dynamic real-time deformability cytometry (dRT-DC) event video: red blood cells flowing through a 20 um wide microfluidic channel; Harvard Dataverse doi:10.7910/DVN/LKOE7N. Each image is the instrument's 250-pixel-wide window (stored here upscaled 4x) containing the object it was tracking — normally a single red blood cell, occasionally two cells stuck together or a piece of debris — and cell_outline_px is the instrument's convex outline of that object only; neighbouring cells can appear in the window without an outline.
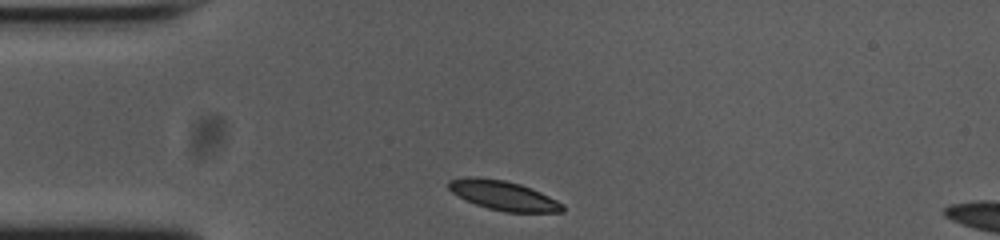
{"species": "common noctule bat (a hibernating species)", "species_latin": "Nyctalus noctula", "temperature_condition": "cold", "stored_images_in_passage": 32, "camera_frame_rate_fps": 3000, "um_per_image_px": 0.085, "animal": {"sex": "female", "body_mass_g": 23.0, "forearm_length_mm": 53.4}, "frame": {"image": 1, "passage_image": 1, "time_ms": 0.0, "image_size_px": [1000, 240], "cell_outline_px": [[564, 212], [504, 212], [488, 208], [464, 200], [452, 192], [448, 188], [448, 180], [468, 176], [476, 176], [504, 180], [520, 184], [540, 192], [564, 204]], "centroid_in_image_um": [42.76, 16.61], "position_along_channel_um": 42.2, "area_um2": 19.59}}
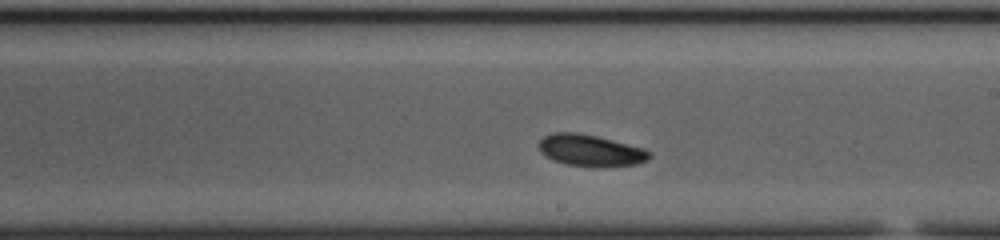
{"frame": {"image": 2, "passage_image": 19, "time_ms": 6.0, "image_size_px": [1000, 240], "cell_outline_px": [[652, 156], [648, 160], [636, 164], [600, 168], [596, 168], [564, 164], [552, 160], [544, 156], [540, 152], [540, 140], [544, 136], [556, 132], [576, 132], [596, 136], [644, 148], [652, 152]], "centroid_in_image_um": [50.21, 12.81], "position_along_channel_um": 238.8, "area_um2": 20.69}}
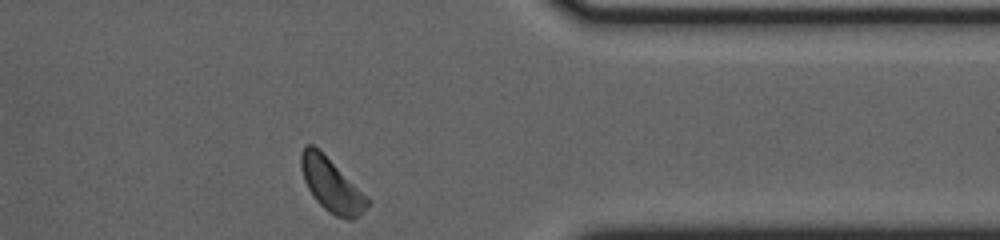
{"frame": {"image": 3, "passage_image": 32, "time_ms": 10.333, "image_size_px": [1000, 240], "cell_outline_px": [[372, 200], [352, 220], [348, 220], [336, 216], [328, 212], [316, 200], [308, 188], [304, 180], [300, 168], [300, 152], [304, 144], [312, 144]], "centroid_in_image_um": [28.14, 15.72], "position_along_channel_um": 383.3, "area_um2": 20.23}, "authors_computed_cell_mechanics": {"area_um2": 20.2878, "velocity_mm_per_s": 3.6621, "shape_relaxation_time_tau1_ms": 3.0994, "shape_relaxation_time_tau2_ms": 4.2045, "deformation_change_tau1": 0.0669, "deformation_change_tau2": 0.0844}}